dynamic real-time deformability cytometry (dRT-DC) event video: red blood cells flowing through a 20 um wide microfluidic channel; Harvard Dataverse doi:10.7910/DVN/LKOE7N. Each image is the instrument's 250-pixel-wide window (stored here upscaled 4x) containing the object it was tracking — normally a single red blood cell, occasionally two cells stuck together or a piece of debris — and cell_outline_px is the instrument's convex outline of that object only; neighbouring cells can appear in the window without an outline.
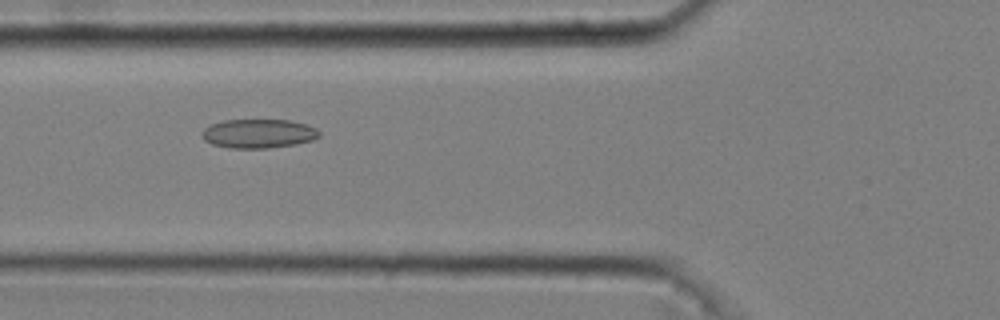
{"species": "common noctule bat (a hibernating species)", "species_latin": "Nyctalus noctula", "temperature_condition": "cold", "stored_images_in_passage": 45, "camera_frame_rate_fps": 3000, "um_per_image_px": 0.085, "animal": {"sex": "male", "body_mass_g": 20.4}, "frame": {"image": 1, "passage_image": 17, "time_ms": 5.333, "image_size_px": [1000, 320], "cell_outline_px": [[320, 136], [312, 140], [296, 144], [268, 148], [228, 148], [212, 144], [204, 140], [204, 128], [212, 124], [224, 120], [288, 120], [304, 124], [316, 128], [320, 132]], "centroid_in_image_um": [21.99, 11.36], "position_along_channel_um": 103.8, "area_um2": 19.65}}
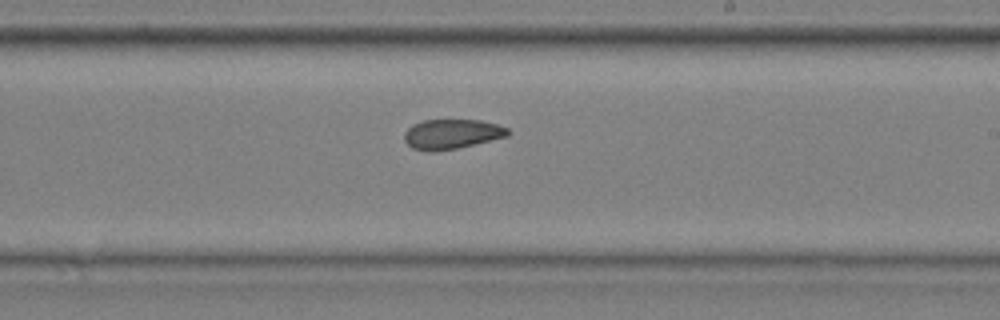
{"frame": {"image": 2, "passage_image": 29, "time_ms": 9.333, "image_size_px": [1000, 320], "cell_outline_px": [[512, 132], [508, 136], [456, 148], [412, 148], [404, 140], [404, 132], [412, 124], [424, 120], [480, 120], [496, 124], [508, 128]], "centroid_in_image_um": [38.45, 11.34], "position_along_channel_um": 250.6, "area_um2": 17.28}}
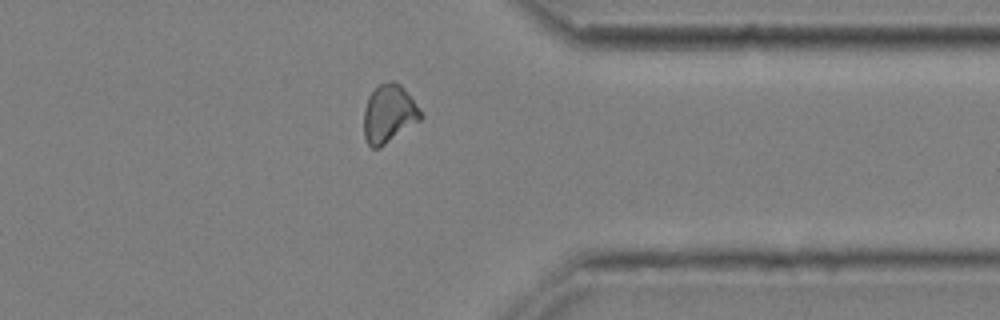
{"frame": {"image": 3, "passage_image": 40, "time_ms": 13.0, "image_size_px": [1000, 320], "cell_outline_px": [[424, 116], [420, 120], [380, 148], [372, 148], [368, 144], [364, 136], [364, 108], [368, 96], [380, 84], [392, 80], [400, 84], [404, 88], [420, 108]], "centroid_in_image_um": [33.06, 9.67], "position_along_channel_um": 378.3, "area_um2": 19.31}, "authors_computed_cell_mechanics": {"area_um2": 19.074, "velocity_mm_per_s": 3.6707, "shape_relaxation_time_tau1_ms": null, "shape_relaxation_time_tau2_ms": 3.4931, "deformation_change_tau1": null, "deformation_change_tau2": 0.0921}}